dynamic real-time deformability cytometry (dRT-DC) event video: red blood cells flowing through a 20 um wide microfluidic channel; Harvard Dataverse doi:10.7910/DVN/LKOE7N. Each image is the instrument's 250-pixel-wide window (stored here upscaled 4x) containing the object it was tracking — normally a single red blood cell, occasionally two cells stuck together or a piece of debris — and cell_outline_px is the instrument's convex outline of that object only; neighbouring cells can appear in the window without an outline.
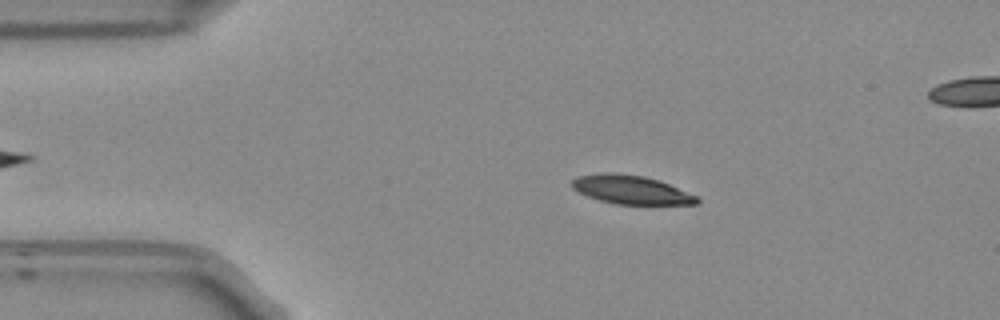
{"species": "Egyptian fruit bat (a non-hibernating species)", "species_latin": "Rousettus aegyptiacus", "temperature_condition": "room temperature", "stored_images_in_passage": 43, "camera_frame_rate_fps": 3000, "um_per_image_px": 0.085, "frame": {"image": 1, "passage_image": 9, "time_ms": 2.667, "image_size_px": [1000, 320], "cell_outline_px": [[700, 200], [696, 204], [616, 204], [600, 200], [588, 196], [572, 188], [572, 180], [576, 176], [604, 172], [616, 172], [644, 176], [660, 180], [696, 196]], "centroid_in_image_um": [53.61, 16.11], "position_along_channel_um": 31.4, "area_um2": 20.81}}
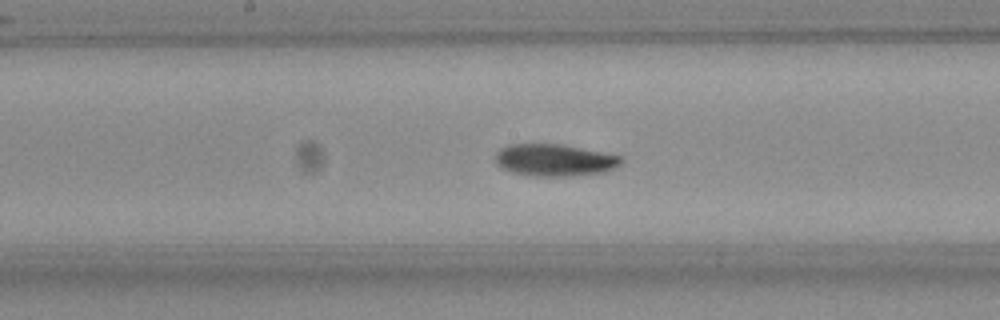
{"frame": {"image": 2, "passage_image": 26, "time_ms": 8.333, "image_size_px": [1000, 320], "cell_outline_px": [[624, 160], [620, 164], [604, 172], [572, 176], [536, 176], [512, 172], [496, 164], [496, 152], [500, 148], [508, 144], [564, 144], [620, 156]], "centroid_in_image_um": [47.12, 13.6], "position_along_channel_um": 201.1, "area_um2": 23.41}}
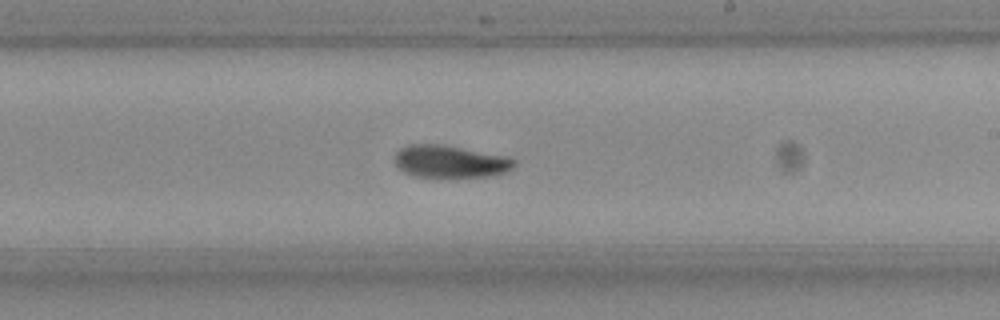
{"frame": {"image": 3, "passage_image": 30, "time_ms": 9.667, "image_size_px": [1000, 320], "cell_outline_px": [[516, 164], [512, 168], [504, 172], [488, 176], [412, 176], [404, 172], [396, 164], [396, 152], [400, 148], [408, 144], [440, 144], [512, 156], [516, 160]], "centroid_in_image_um": [38.31, 13.7], "position_along_channel_um": 250.7, "area_um2": 22.48}, "authors_computed_cell_mechanics": {"area_um2": 22.4842, "velocity_mm_per_s": 3.7405, "shape_relaxation_time_tau1_ms": 7.2451, "shape_relaxation_time_tau2_ms": null, "deformation_change_tau1": 0.1763, "deformation_change_tau2": null}}